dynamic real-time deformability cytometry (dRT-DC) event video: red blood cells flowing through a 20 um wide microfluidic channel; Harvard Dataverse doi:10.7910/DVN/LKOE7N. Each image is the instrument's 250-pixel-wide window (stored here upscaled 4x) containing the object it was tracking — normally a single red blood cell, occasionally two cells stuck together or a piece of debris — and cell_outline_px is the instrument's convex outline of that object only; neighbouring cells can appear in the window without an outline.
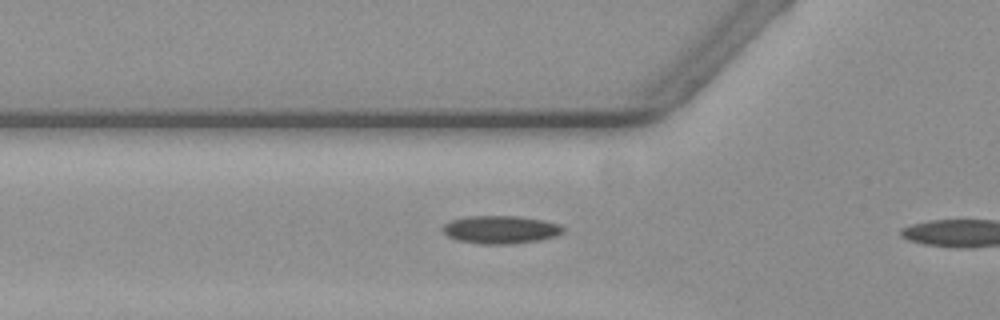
{"species": "common noctule bat (a hibernating species)", "species_latin": "Nyctalus noctula", "temperature_condition": "warm", "stored_images_in_passage": 5, "camera_frame_rate_fps": 3000, "um_per_image_px": 0.085, "animal": {"sex": "female", "body_mass_g": 19.3, "forearm_length_mm": 54.1}, "frame": {"image": 1, "passage_image": 4, "time_ms": 1.0, "image_size_px": [1000, 320], "cell_outline_px": [[564, 232], [556, 236], [536, 240], [508, 244], [480, 244], [456, 240], [448, 236], [444, 232], [444, 224], [452, 220], [468, 216], [516, 216], [544, 220], [560, 224], [564, 228]], "centroid_in_image_um": [42.57, 19.51], "position_along_channel_um": 83.2, "area_um2": 19.48}}